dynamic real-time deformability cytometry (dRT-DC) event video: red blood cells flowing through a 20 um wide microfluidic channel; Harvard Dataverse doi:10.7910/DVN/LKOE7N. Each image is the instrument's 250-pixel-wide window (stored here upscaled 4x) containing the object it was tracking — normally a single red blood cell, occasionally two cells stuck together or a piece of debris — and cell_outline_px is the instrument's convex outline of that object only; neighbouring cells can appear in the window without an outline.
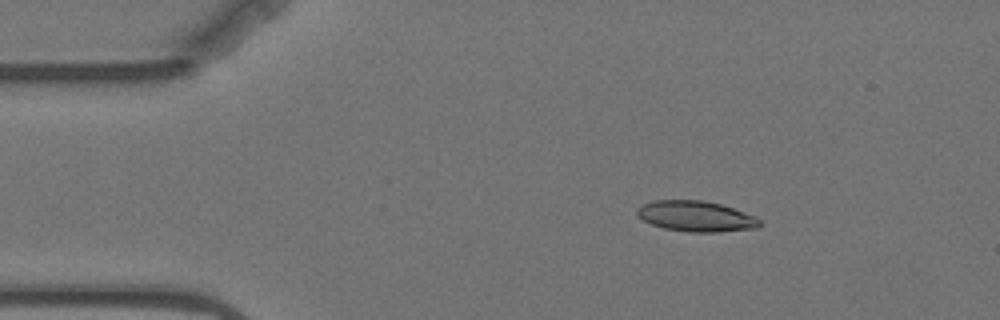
{"species": "Egyptian fruit bat (a non-hibernating species)", "species_latin": "Rousettus aegyptiacus", "temperature_condition": "warm", "stored_images_in_passage": 6, "camera_frame_rate_fps": 3000, "um_per_image_px": 0.085, "animal": {"sex": "female"}, "frame": {"image": 1, "passage_image": 3, "time_ms": 2.333, "image_size_px": [1000, 320], "cell_outline_px": [[764, 224], [760, 228], [720, 232], [688, 232], [664, 228], [652, 224], [636, 216], [636, 208], [652, 200], [704, 200], [720, 204], [756, 216]], "centroid_in_image_um": [59.19, 18.39], "position_along_channel_um": 25.8, "area_um2": 22.14}}
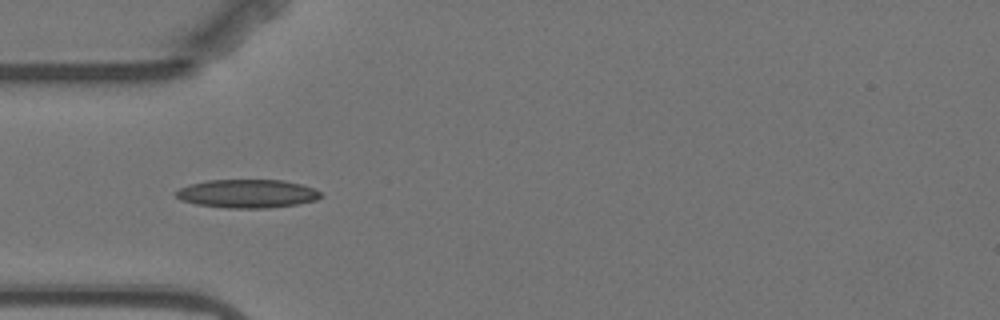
{"frame": {"image": 2, "passage_image": 5, "time_ms": 5.0, "image_size_px": [1000, 320], "cell_outline_px": [[324, 196], [316, 200], [296, 204], [268, 208], [228, 208], [196, 204], [180, 200], [176, 196], [176, 192], [180, 188], [188, 184], [208, 180], [284, 180], [300, 184], [312, 188], [320, 192]], "centroid_in_image_um": [21.01, 16.46], "position_along_channel_um": 64.0, "area_um2": 23.99}}
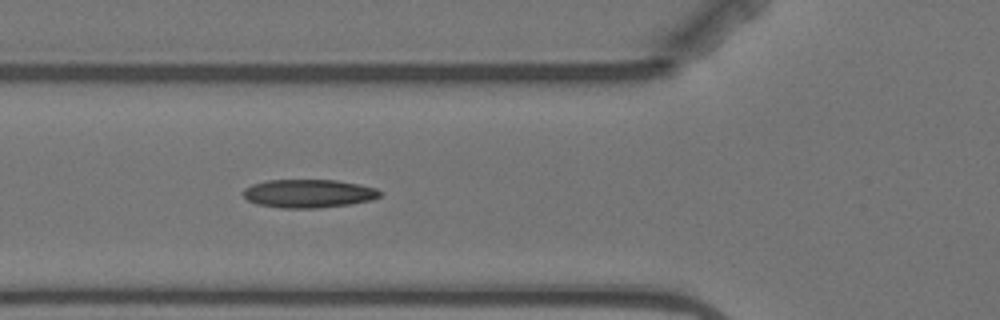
{"frame": {"image": 3, "passage_image": 6, "time_ms": 6.0, "image_size_px": [1000, 320], "cell_outline_px": [[380, 196], [372, 200], [348, 204], [320, 208], [280, 208], [256, 204], [248, 200], [244, 196], [244, 188], [252, 184], [268, 180], [336, 180], [376, 188], [380, 192]], "centroid_in_image_um": [26.2, 16.45], "position_along_channel_um": 99.6, "area_um2": 22.48}}